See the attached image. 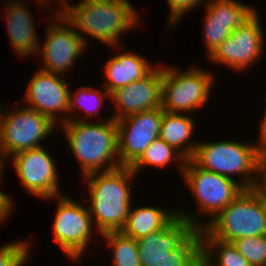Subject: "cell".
<instances>
[{
  "instance_id": "1",
  "label": "cell",
  "mask_w": 266,
  "mask_h": 266,
  "mask_svg": "<svg viewBox=\"0 0 266 266\" xmlns=\"http://www.w3.org/2000/svg\"><path fill=\"white\" fill-rule=\"evenodd\" d=\"M71 117L61 123L66 140L82 170L81 176L113 170L121 166L118 154L117 121L99 119L98 123Z\"/></svg>"
},
{
  "instance_id": "2",
  "label": "cell",
  "mask_w": 266,
  "mask_h": 266,
  "mask_svg": "<svg viewBox=\"0 0 266 266\" xmlns=\"http://www.w3.org/2000/svg\"><path fill=\"white\" fill-rule=\"evenodd\" d=\"M59 11L77 29L86 46L88 41L82 35L84 33L109 45L108 47H114V50L116 47L119 48L120 35L140 25L141 22L138 11L129 0H81L75 5L68 2ZM80 31L83 33L80 34Z\"/></svg>"
},
{
  "instance_id": "3",
  "label": "cell",
  "mask_w": 266,
  "mask_h": 266,
  "mask_svg": "<svg viewBox=\"0 0 266 266\" xmlns=\"http://www.w3.org/2000/svg\"><path fill=\"white\" fill-rule=\"evenodd\" d=\"M136 175L130 166L96 172L84 177L90 193L88 210L99 235L121 231L127 221L132 201L131 181Z\"/></svg>"
},
{
  "instance_id": "4",
  "label": "cell",
  "mask_w": 266,
  "mask_h": 266,
  "mask_svg": "<svg viewBox=\"0 0 266 266\" xmlns=\"http://www.w3.org/2000/svg\"><path fill=\"white\" fill-rule=\"evenodd\" d=\"M191 160L202 169L231 179L243 176L239 184L244 189L258 187L261 158L254 143L199 142Z\"/></svg>"
},
{
  "instance_id": "5",
  "label": "cell",
  "mask_w": 266,
  "mask_h": 266,
  "mask_svg": "<svg viewBox=\"0 0 266 266\" xmlns=\"http://www.w3.org/2000/svg\"><path fill=\"white\" fill-rule=\"evenodd\" d=\"M203 229L211 237L230 243L266 235V198L258 188L244 189Z\"/></svg>"
},
{
  "instance_id": "6",
  "label": "cell",
  "mask_w": 266,
  "mask_h": 266,
  "mask_svg": "<svg viewBox=\"0 0 266 266\" xmlns=\"http://www.w3.org/2000/svg\"><path fill=\"white\" fill-rule=\"evenodd\" d=\"M213 75L202 68L190 67L185 72L179 68L163 66L161 82V109L170 113L197 111L210 99Z\"/></svg>"
},
{
  "instance_id": "7",
  "label": "cell",
  "mask_w": 266,
  "mask_h": 266,
  "mask_svg": "<svg viewBox=\"0 0 266 266\" xmlns=\"http://www.w3.org/2000/svg\"><path fill=\"white\" fill-rule=\"evenodd\" d=\"M3 110L0 106V153L4 159L24 150L42 147L41 142L57 126L44 114L28 107Z\"/></svg>"
},
{
  "instance_id": "8",
  "label": "cell",
  "mask_w": 266,
  "mask_h": 266,
  "mask_svg": "<svg viewBox=\"0 0 266 266\" xmlns=\"http://www.w3.org/2000/svg\"><path fill=\"white\" fill-rule=\"evenodd\" d=\"M182 178L195 197L197 209L212 216L204 226L244 190L237 179L202 169L191 159L186 160Z\"/></svg>"
},
{
  "instance_id": "9",
  "label": "cell",
  "mask_w": 266,
  "mask_h": 266,
  "mask_svg": "<svg viewBox=\"0 0 266 266\" xmlns=\"http://www.w3.org/2000/svg\"><path fill=\"white\" fill-rule=\"evenodd\" d=\"M55 198L58 201L53 223L54 240L72 261L80 260L92 238L93 219L88 208L67 195Z\"/></svg>"
},
{
  "instance_id": "10",
  "label": "cell",
  "mask_w": 266,
  "mask_h": 266,
  "mask_svg": "<svg viewBox=\"0 0 266 266\" xmlns=\"http://www.w3.org/2000/svg\"><path fill=\"white\" fill-rule=\"evenodd\" d=\"M55 11L51 14L52 19L53 16L56 17L54 24L52 22L47 26L46 41L43 48L39 46L37 53H41L40 57L43 58L41 70L64 76V73H68L67 70L74 66V61L80 59L86 44L64 15L58 10Z\"/></svg>"
},
{
  "instance_id": "11",
  "label": "cell",
  "mask_w": 266,
  "mask_h": 266,
  "mask_svg": "<svg viewBox=\"0 0 266 266\" xmlns=\"http://www.w3.org/2000/svg\"><path fill=\"white\" fill-rule=\"evenodd\" d=\"M20 182L39 199L62 195L55 160L44 147L24 150L10 157Z\"/></svg>"
},
{
  "instance_id": "12",
  "label": "cell",
  "mask_w": 266,
  "mask_h": 266,
  "mask_svg": "<svg viewBox=\"0 0 266 266\" xmlns=\"http://www.w3.org/2000/svg\"><path fill=\"white\" fill-rule=\"evenodd\" d=\"M257 14L244 27L235 29L208 57L212 63H220L241 72L255 64L264 53V36Z\"/></svg>"
},
{
  "instance_id": "13",
  "label": "cell",
  "mask_w": 266,
  "mask_h": 266,
  "mask_svg": "<svg viewBox=\"0 0 266 266\" xmlns=\"http://www.w3.org/2000/svg\"><path fill=\"white\" fill-rule=\"evenodd\" d=\"M163 113L161 108H156L117 120L121 166H131L160 137Z\"/></svg>"
},
{
  "instance_id": "14",
  "label": "cell",
  "mask_w": 266,
  "mask_h": 266,
  "mask_svg": "<svg viewBox=\"0 0 266 266\" xmlns=\"http://www.w3.org/2000/svg\"><path fill=\"white\" fill-rule=\"evenodd\" d=\"M203 36L208 57L238 28L244 27L257 14L255 8L235 0H207Z\"/></svg>"
},
{
  "instance_id": "15",
  "label": "cell",
  "mask_w": 266,
  "mask_h": 266,
  "mask_svg": "<svg viewBox=\"0 0 266 266\" xmlns=\"http://www.w3.org/2000/svg\"><path fill=\"white\" fill-rule=\"evenodd\" d=\"M61 76L63 75L40 69L29 81L25 99L23 98L24 101L26 100L25 103H28V108L44 114L57 125L61 120L63 121L61 123H66L72 117V115L68 116L70 85ZM58 114H62L60 119H63L58 120Z\"/></svg>"
},
{
  "instance_id": "16",
  "label": "cell",
  "mask_w": 266,
  "mask_h": 266,
  "mask_svg": "<svg viewBox=\"0 0 266 266\" xmlns=\"http://www.w3.org/2000/svg\"><path fill=\"white\" fill-rule=\"evenodd\" d=\"M161 66H155L144 78L120 87L110 94V99L117 106L114 115L111 116L114 120L161 108L163 65Z\"/></svg>"
},
{
  "instance_id": "17",
  "label": "cell",
  "mask_w": 266,
  "mask_h": 266,
  "mask_svg": "<svg viewBox=\"0 0 266 266\" xmlns=\"http://www.w3.org/2000/svg\"><path fill=\"white\" fill-rule=\"evenodd\" d=\"M189 212L177 215L162 229L137 240L140 259L165 258L167 253L179 248L204 222Z\"/></svg>"
},
{
  "instance_id": "18",
  "label": "cell",
  "mask_w": 266,
  "mask_h": 266,
  "mask_svg": "<svg viewBox=\"0 0 266 266\" xmlns=\"http://www.w3.org/2000/svg\"><path fill=\"white\" fill-rule=\"evenodd\" d=\"M11 1V2H10ZM5 7L9 39L18 56L36 55L40 44L34 26V16L20 0H10Z\"/></svg>"
},
{
  "instance_id": "19",
  "label": "cell",
  "mask_w": 266,
  "mask_h": 266,
  "mask_svg": "<svg viewBox=\"0 0 266 266\" xmlns=\"http://www.w3.org/2000/svg\"><path fill=\"white\" fill-rule=\"evenodd\" d=\"M103 71L105 88L110 94L120 87L140 80L147 76L155 67H153L143 56L126 51L110 57Z\"/></svg>"
},
{
  "instance_id": "20",
  "label": "cell",
  "mask_w": 266,
  "mask_h": 266,
  "mask_svg": "<svg viewBox=\"0 0 266 266\" xmlns=\"http://www.w3.org/2000/svg\"><path fill=\"white\" fill-rule=\"evenodd\" d=\"M192 116L188 113L164 111L161 121L160 138L179 151L187 160L191 159L198 143H187L195 132ZM188 144V145H186Z\"/></svg>"
},
{
  "instance_id": "21",
  "label": "cell",
  "mask_w": 266,
  "mask_h": 266,
  "mask_svg": "<svg viewBox=\"0 0 266 266\" xmlns=\"http://www.w3.org/2000/svg\"><path fill=\"white\" fill-rule=\"evenodd\" d=\"M176 215L177 210H164L157 206L139 208L130 206L126 224L121 231L125 235L138 240L164 228Z\"/></svg>"
},
{
  "instance_id": "22",
  "label": "cell",
  "mask_w": 266,
  "mask_h": 266,
  "mask_svg": "<svg viewBox=\"0 0 266 266\" xmlns=\"http://www.w3.org/2000/svg\"><path fill=\"white\" fill-rule=\"evenodd\" d=\"M199 230L201 266H250L248 260L239 253L233 243L213 238L203 228Z\"/></svg>"
},
{
  "instance_id": "23",
  "label": "cell",
  "mask_w": 266,
  "mask_h": 266,
  "mask_svg": "<svg viewBox=\"0 0 266 266\" xmlns=\"http://www.w3.org/2000/svg\"><path fill=\"white\" fill-rule=\"evenodd\" d=\"M141 266H201V236L197 229L179 248L165 258L140 259Z\"/></svg>"
},
{
  "instance_id": "24",
  "label": "cell",
  "mask_w": 266,
  "mask_h": 266,
  "mask_svg": "<svg viewBox=\"0 0 266 266\" xmlns=\"http://www.w3.org/2000/svg\"><path fill=\"white\" fill-rule=\"evenodd\" d=\"M179 160V161H177ZM186 158L175 148L168 145L160 137L156 138L142 153V155L130 166L135 175L146 166L164 168L168 163L176 161L180 164L181 175L186 163Z\"/></svg>"
},
{
  "instance_id": "25",
  "label": "cell",
  "mask_w": 266,
  "mask_h": 266,
  "mask_svg": "<svg viewBox=\"0 0 266 266\" xmlns=\"http://www.w3.org/2000/svg\"><path fill=\"white\" fill-rule=\"evenodd\" d=\"M101 237L112 248V266H141L137 240L122 231L106 232Z\"/></svg>"
},
{
  "instance_id": "26",
  "label": "cell",
  "mask_w": 266,
  "mask_h": 266,
  "mask_svg": "<svg viewBox=\"0 0 266 266\" xmlns=\"http://www.w3.org/2000/svg\"><path fill=\"white\" fill-rule=\"evenodd\" d=\"M102 90L100 91L99 89H94L91 86H83L77 91L73 92V95L70 93L69 115L70 113H77L76 110L79 109L84 111V116H86L87 119L90 118V120L92 116L94 117V114L96 115L95 117H99V115L102 116V114H99L98 112V110L100 109L99 107H102L101 105L105 103L103 101L105 100L104 98H110V93L105 88H103ZM91 106H93L94 108H92Z\"/></svg>"
},
{
  "instance_id": "27",
  "label": "cell",
  "mask_w": 266,
  "mask_h": 266,
  "mask_svg": "<svg viewBox=\"0 0 266 266\" xmlns=\"http://www.w3.org/2000/svg\"><path fill=\"white\" fill-rule=\"evenodd\" d=\"M232 243L250 266H266V235L242 237Z\"/></svg>"
},
{
  "instance_id": "28",
  "label": "cell",
  "mask_w": 266,
  "mask_h": 266,
  "mask_svg": "<svg viewBox=\"0 0 266 266\" xmlns=\"http://www.w3.org/2000/svg\"><path fill=\"white\" fill-rule=\"evenodd\" d=\"M30 245L26 241H15L0 246V266H24L30 255Z\"/></svg>"
},
{
  "instance_id": "29",
  "label": "cell",
  "mask_w": 266,
  "mask_h": 266,
  "mask_svg": "<svg viewBox=\"0 0 266 266\" xmlns=\"http://www.w3.org/2000/svg\"><path fill=\"white\" fill-rule=\"evenodd\" d=\"M204 1V2H203ZM170 9L169 25L172 27L176 22L180 21L184 14L195 9L197 6L205 3V0H166ZM173 24V25H172Z\"/></svg>"
},
{
  "instance_id": "30",
  "label": "cell",
  "mask_w": 266,
  "mask_h": 266,
  "mask_svg": "<svg viewBox=\"0 0 266 266\" xmlns=\"http://www.w3.org/2000/svg\"><path fill=\"white\" fill-rule=\"evenodd\" d=\"M10 198L11 197H9L7 193L5 194V192L0 190V223L1 224L4 222L6 217H9L10 214H12V210H13L12 201L13 200Z\"/></svg>"
},
{
  "instance_id": "31",
  "label": "cell",
  "mask_w": 266,
  "mask_h": 266,
  "mask_svg": "<svg viewBox=\"0 0 266 266\" xmlns=\"http://www.w3.org/2000/svg\"><path fill=\"white\" fill-rule=\"evenodd\" d=\"M266 111V110H265ZM259 143L255 144L260 158L266 157V112L261 120Z\"/></svg>"
},
{
  "instance_id": "32",
  "label": "cell",
  "mask_w": 266,
  "mask_h": 266,
  "mask_svg": "<svg viewBox=\"0 0 266 266\" xmlns=\"http://www.w3.org/2000/svg\"><path fill=\"white\" fill-rule=\"evenodd\" d=\"M257 188L266 198V157L260 160L259 184Z\"/></svg>"
},
{
  "instance_id": "33",
  "label": "cell",
  "mask_w": 266,
  "mask_h": 266,
  "mask_svg": "<svg viewBox=\"0 0 266 266\" xmlns=\"http://www.w3.org/2000/svg\"><path fill=\"white\" fill-rule=\"evenodd\" d=\"M47 1H48V2H47ZM49 1H50V0H36L35 3H37V4L40 3V8H41V5H42V6H44V5H45V6H46V5L48 6ZM56 1H57V0H56ZM58 2H60V0H59ZM61 2H62V3L60 4L61 7L58 8L59 10H60L62 7H64V6L66 5V3H68L69 1L67 0V2H66V0H61ZM46 3H47V4H46ZM62 5H63V6H62Z\"/></svg>"
},
{
  "instance_id": "34",
  "label": "cell",
  "mask_w": 266,
  "mask_h": 266,
  "mask_svg": "<svg viewBox=\"0 0 266 266\" xmlns=\"http://www.w3.org/2000/svg\"><path fill=\"white\" fill-rule=\"evenodd\" d=\"M4 162H7L5 159H4V157H3V155L0 153V182H2V170H3V167H4V165H6ZM1 184V183H0Z\"/></svg>"
},
{
  "instance_id": "35",
  "label": "cell",
  "mask_w": 266,
  "mask_h": 266,
  "mask_svg": "<svg viewBox=\"0 0 266 266\" xmlns=\"http://www.w3.org/2000/svg\"><path fill=\"white\" fill-rule=\"evenodd\" d=\"M93 1H102V2H105V1H126V0H93Z\"/></svg>"
}]
</instances>
